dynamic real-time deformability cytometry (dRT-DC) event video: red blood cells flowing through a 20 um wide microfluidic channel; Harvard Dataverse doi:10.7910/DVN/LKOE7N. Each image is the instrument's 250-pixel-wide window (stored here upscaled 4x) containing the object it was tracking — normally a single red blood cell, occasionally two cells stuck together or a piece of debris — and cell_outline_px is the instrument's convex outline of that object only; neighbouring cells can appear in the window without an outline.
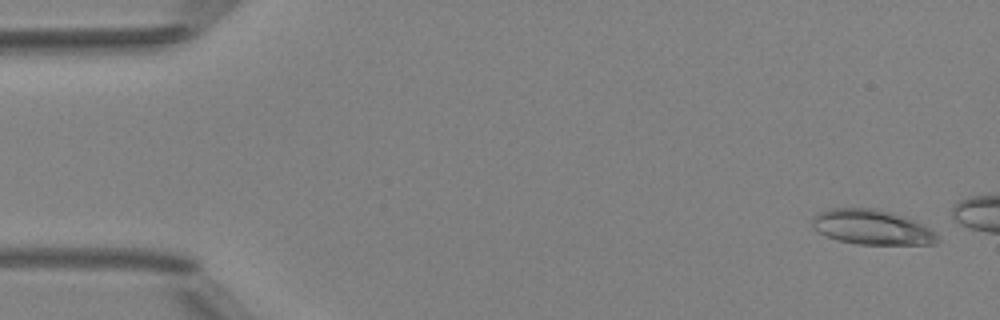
{"species": "Egyptian fruit bat (a non-hibernating species)", "species_latin": "Rousettus aegyptiacus", "temperature_condition": "room temperature", "stored_images_in_passage": 3, "camera_frame_rate_fps": 3000, "um_per_image_px": 0.085, "animal": {"sex": "female"}, "frame": {"image": 1, "passage_image": 1, "time_ms": 0.0, "image_size_px": [1000, 320], "cell_outline_px": [[940, 240], [936, 244], [860, 244], [840, 240], [828, 236], [812, 228], [812, 216], [820, 212], [832, 208], [872, 208], [892, 212], [904, 216], [936, 232], [940, 236]], "centroid_in_image_um": [74.13, 19.31], "position_along_channel_um": 10.9, "area_um2": 25.26}}